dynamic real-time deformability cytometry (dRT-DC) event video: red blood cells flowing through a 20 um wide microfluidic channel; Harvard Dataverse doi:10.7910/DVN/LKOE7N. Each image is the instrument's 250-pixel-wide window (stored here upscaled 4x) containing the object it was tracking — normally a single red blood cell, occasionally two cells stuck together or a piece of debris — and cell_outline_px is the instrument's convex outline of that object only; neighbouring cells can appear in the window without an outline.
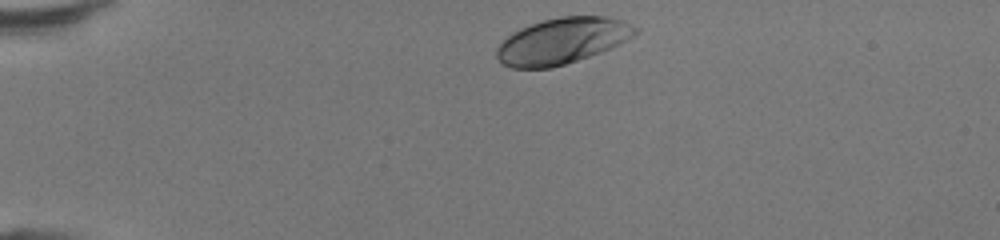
{"species": "human", "species_latin": "Homo sapiens", "temperature_condition": "room temperature", "stored_images_in_passage": 33, "camera_frame_rate_fps": 3000, "um_per_image_px": 0.085, "donor": {"sex": "female"}, "frame": {"image": 1, "passage_image": 1, "time_ms": 0.0, "image_size_px": [1000, 240], "cell_outline_px": [[640, 32], [600, 52], [552, 68], [512, 68], [504, 64], [496, 56], [496, 48], [512, 32], [520, 28], [544, 20], [560, 16], [608, 16], [632, 24], [640, 28]], "centroid_in_image_um": [47.78, 3.46], "position_along_channel_um": 37.2, "area_um2": 36.76}}
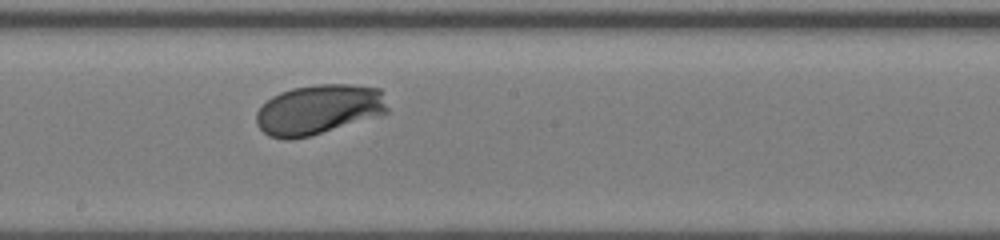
{"frame": {"image": 2, "passage_image": 18, "time_ms": 5.667, "image_size_px": [1000, 240], "cell_outline_px": [[388, 112], [308, 136], [292, 140], [284, 140], [268, 136], [256, 124], [256, 112], [272, 96], [280, 92], [292, 88], [320, 84], [352, 84], [380, 88], [388, 108]], "centroid_in_image_um": [27.05, 9.3], "position_along_channel_um": 221.2, "area_um2": 37.8}}
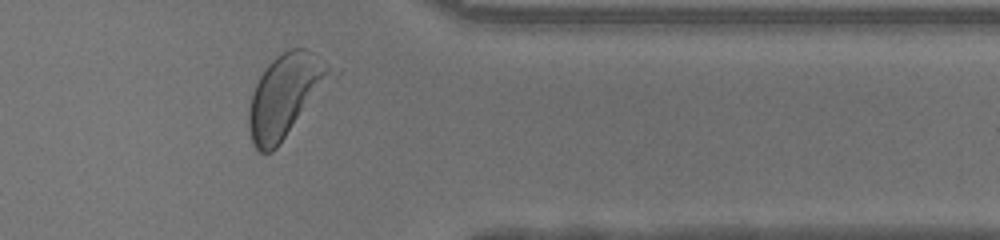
{"frame": {"image": 3, "passage_image": 30, "time_ms": 9.667, "image_size_px": [1000, 240], "cell_outline_px": [[324, 72], [284, 136], [276, 148], [272, 152], [260, 152], [252, 144], [248, 128], [248, 108], [256, 84], [260, 76], [268, 64], [276, 56], [292, 48], [308, 48]], "centroid_in_image_um": [23.9, 8.2], "position_along_channel_um": 387.5, "area_um2": 34.39}, "authors_computed_cell_mechanics": {"area_um2": 37.4544, "velocity_mm_per_s": 4.3069, "shape_relaxation_time_tau1_ms": 1.6257, "shape_relaxation_time_tau2_ms": 4.1614, "deformation_change_tau1": 0.1268, "deformation_change_tau2": 0.1211}}